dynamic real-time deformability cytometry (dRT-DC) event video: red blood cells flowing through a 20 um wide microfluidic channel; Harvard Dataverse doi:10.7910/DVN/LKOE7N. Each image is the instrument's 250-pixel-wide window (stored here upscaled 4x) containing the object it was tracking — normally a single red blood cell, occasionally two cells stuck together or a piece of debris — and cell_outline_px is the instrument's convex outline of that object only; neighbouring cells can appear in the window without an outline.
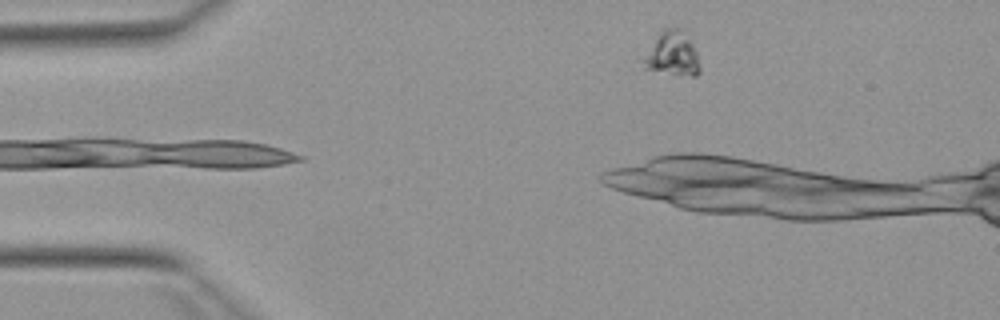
{"species": "Egyptian fruit bat (a non-hibernating species)", "species_latin": "Rousettus aegyptiacus", "temperature_condition": "warm", "stored_images_in_passage": 7, "camera_frame_rate_fps": 3000, "um_per_image_px": 0.085, "animal": {"sex": "female"}, "frame": {"image": 1, "passage_image": 1, "time_ms": 0.0, "image_size_px": [1000, 320], "cell_outline_px": [[700, 72], [696, 76], [676, 76], [644, 68], [640, 60], [656, 36], [664, 28], [680, 28], [692, 44], [696, 52], [700, 68]], "centroid_in_image_um": [57.11, 4.62], "position_along_channel_um": 27.9, "area_um2": 14.74}}